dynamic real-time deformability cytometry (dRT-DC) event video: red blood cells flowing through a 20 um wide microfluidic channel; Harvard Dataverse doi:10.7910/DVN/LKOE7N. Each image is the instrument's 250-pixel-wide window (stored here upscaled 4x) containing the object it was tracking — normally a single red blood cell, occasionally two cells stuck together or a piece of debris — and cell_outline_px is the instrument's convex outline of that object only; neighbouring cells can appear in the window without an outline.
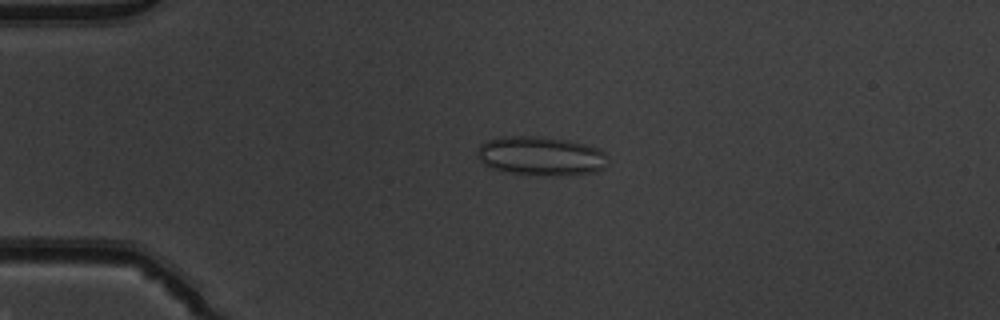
{"species": "common noctule bat (a hibernating species)", "species_latin": "Nyctalus noctula", "temperature_condition": "warm", "stored_images_in_passage": 51, "camera_frame_rate_fps": 3000, "um_per_image_px": 0.085, "animal": {"sex": "male", "body_mass_g": 19.5, "forearm_length_mm": 54.6}, "frame": {"image": 1, "passage_image": 12, "time_ms": 3.667, "image_size_px": [1000, 320], "cell_outline_px": [[608, 156], [604, 168], [596, 172], [576, 176], [544, 176], [512, 172], [492, 168], [484, 164], [476, 156], [476, 152], [480, 144], [484, 140], [500, 136], [540, 136], [568, 140], [600, 148]], "centroid_in_image_um": [45.99, 13.26], "position_along_channel_um": 39.0, "area_um2": 30.35}}
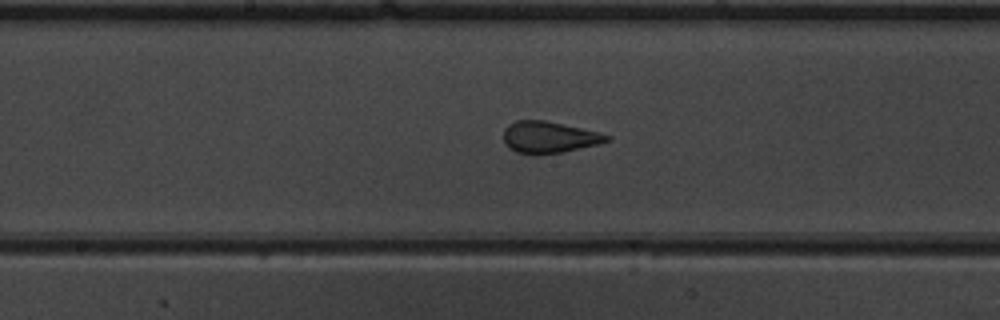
{"frame": {"image": 2, "passage_image": 27, "time_ms": 8.667, "image_size_px": [1000, 320], "cell_outline_px": [[612, 140], [600, 144], [560, 152], [536, 156], [516, 152], [508, 148], [504, 140], [504, 128], [508, 124], [516, 120], [544, 120], [580, 128], [612, 136]], "centroid_in_image_um": [46.64, 11.68], "position_along_channel_um": 201.6, "area_um2": 19.13}}
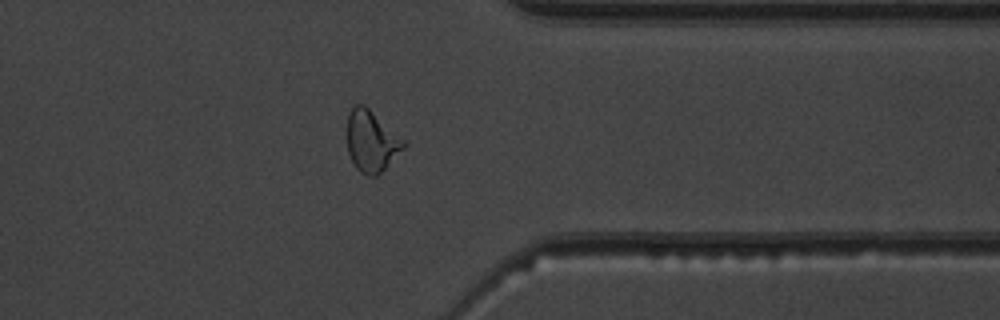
{"frame": {"image": 3, "passage_image": 41, "time_ms": 13.333, "image_size_px": [1000, 320], "cell_outline_px": [[404, 148], [376, 176], [368, 176], [360, 172], [356, 168], [348, 152], [348, 116], [352, 108], [356, 104], [364, 104], [404, 140]], "centroid_in_image_um": [31.55, 12.0], "position_along_channel_um": 379.8, "area_um2": 19.59}, "authors_computed_cell_mechanics": {"area_um2": 20.4612, "velocity_mm_per_s": 3.9451, "shape_relaxation_time_tau1_ms": 7.8597, "shape_relaxation_time_tau2_ms": null, "deformation_change_tau1": 0.1805, "deformation_change_tau2": null}}